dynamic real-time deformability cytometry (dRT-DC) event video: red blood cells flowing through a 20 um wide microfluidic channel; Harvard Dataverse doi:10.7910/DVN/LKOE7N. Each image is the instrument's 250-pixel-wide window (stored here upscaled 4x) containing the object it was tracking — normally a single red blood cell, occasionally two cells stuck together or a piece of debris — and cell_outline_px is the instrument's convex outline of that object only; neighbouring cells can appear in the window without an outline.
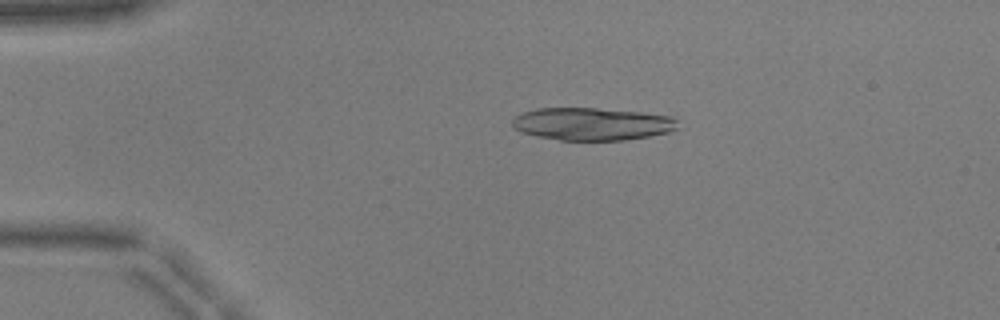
{"species": "common noctule bat (a hibernating species)", "species_latin": "Nyctalus noctula", "temperature_condition": "warm", "stored_images_in_passage": 7, "camera_frame_rate_fps": 3000, "um_per_image_px": 0.085, "animal": {"sex": "male", "body_mass_g": 17.9, "forearm_length_mm": 54.2}, "frame": {"image": 1, "passage_image": 1, "time_ms": 0.0, "image_size_px": [1000, 320], "cell_outline_px": [[676, 128], [668, 132], [648, 136], [624, 140], [560, 140], [536, 136], [520, 132], [512, 128], [512, 120], [516, 116], [524, 112], [536, 108], [596, 108], [640, 112], [672, 116], [676, 120]], "centroid_in_image_um": [50.27, 10.53], "position_along_channel_um": 34.7, "area_um2": 31.39}}